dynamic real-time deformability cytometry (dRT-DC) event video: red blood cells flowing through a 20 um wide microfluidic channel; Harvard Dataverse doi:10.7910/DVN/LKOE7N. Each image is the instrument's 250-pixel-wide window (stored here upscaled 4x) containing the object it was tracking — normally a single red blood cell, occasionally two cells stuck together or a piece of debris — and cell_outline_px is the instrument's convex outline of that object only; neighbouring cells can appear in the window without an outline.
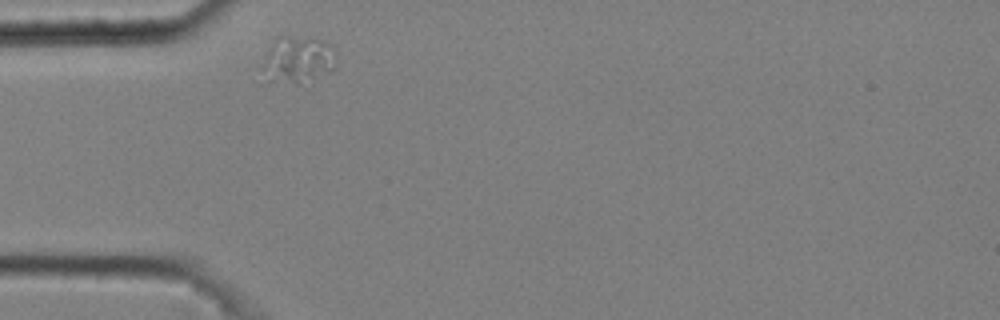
{"species": "common noctule bat (a hibernating species)", "species_latin": "Nyctalus noctula", "temperature_condition": "cold", "stored_images_in_passage": 2, "camera_frame_rate_fps": 3000, "um_per_image_px": 0.085, "animal": {"sex": "male", "body_mass_g": 20.4}, "frame": {"image": 1, "passage_image": 1, "time_ms": 0.0, "image_size_px": [1000, 320], "cell_outline_px": [[336, 64], [328, 72], [296, 84], [260, 84], [260, 68], [268, 48], [280, 36], [312, 36], [324, 40], [328, 44]], "centroid_in_image_um": [25.14, 5.12], "position_along_channel_um": 59.9, "area_um2": 20.87}}